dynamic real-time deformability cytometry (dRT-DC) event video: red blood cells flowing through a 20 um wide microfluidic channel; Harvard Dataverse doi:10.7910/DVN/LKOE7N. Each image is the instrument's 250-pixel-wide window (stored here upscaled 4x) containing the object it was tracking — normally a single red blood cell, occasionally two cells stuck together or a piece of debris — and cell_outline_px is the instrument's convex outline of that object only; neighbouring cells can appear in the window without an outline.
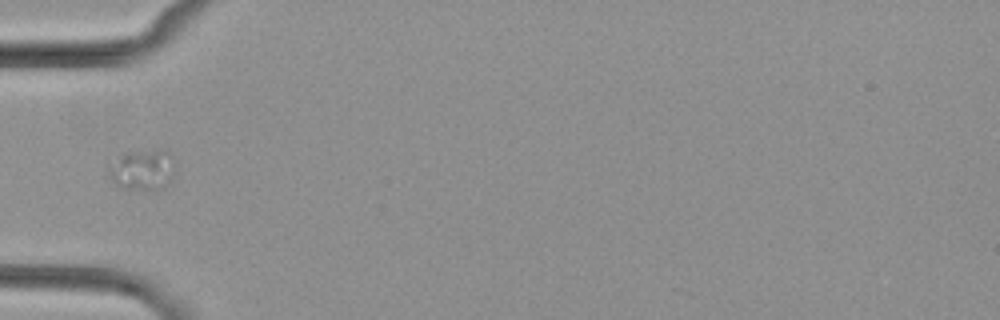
{"species": "common noctule bat (a hibernating species)", "species_latin": "Nyctalus noctula", "temperature_condition": "cold", "stored_images_in_passage": 2, "camera_frame_rate_fps": 3000, "um_per_image_px": 0.085, "animal": {"sex": "female", "body_mass_g": 29.2, "forearm_length_mm": 56.3}, "frame": {"image": 1, "passage_image": 2, "time_ms": 1.333, "image_size_px": [1000, 320], "cell_outline_px": [[176, 172], [160, 188], [120, 188], [108, 176], [108, 164], [120, 152], [172, 152], [176, 164]], "centroid_in_image_um": [12.06, 14.4], "position_along_channel_um": 72.9, "area_um2": 15.55}}